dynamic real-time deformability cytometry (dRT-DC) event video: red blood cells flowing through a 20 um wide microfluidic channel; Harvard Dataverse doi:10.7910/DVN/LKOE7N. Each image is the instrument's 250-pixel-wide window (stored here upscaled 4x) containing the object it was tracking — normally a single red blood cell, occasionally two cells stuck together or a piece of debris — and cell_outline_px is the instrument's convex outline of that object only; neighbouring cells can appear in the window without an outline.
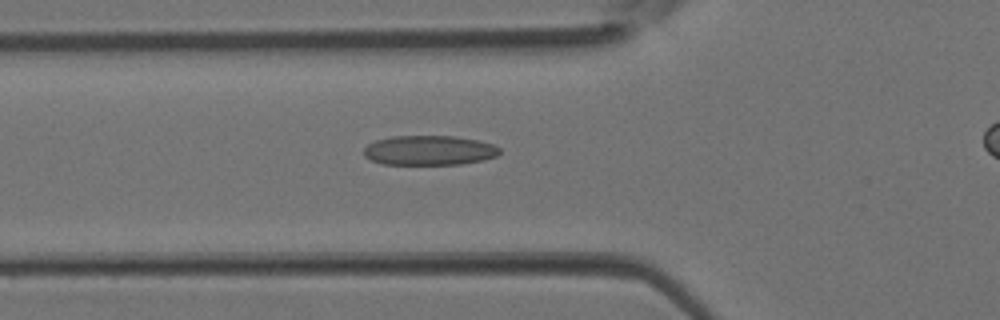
{"species": "Egyptian fruit bat (a non-hibernating species)", "species_latin": "Rousettus aegyptiacus", "temperature_condition": "room temperature", "stored_images_in_passage": 6, "segment_of_instrument_passage": [1, 2], "camera_frame_rate_fps": 3000, "um_per_image_px": 0.085, "animal": {"sex": "female"}, "frame": {"image": 1, "passage_image": 5, "time_ms": 1.333, "image_size_px": [1000, 320], "cell_outline_px": [[500, 152], [496, 156], [484, 160], [460, 164], [380, 164], [364, 156], [364, 148], [368, 144], [376, 140], [392, 136], [452, 136], [476, 140], [492, 144], [500, 148]], "centroid_in_image_um": [36.46, 12.78], "position_along_channel_um": 89.3, "area_um2": 23.41}}